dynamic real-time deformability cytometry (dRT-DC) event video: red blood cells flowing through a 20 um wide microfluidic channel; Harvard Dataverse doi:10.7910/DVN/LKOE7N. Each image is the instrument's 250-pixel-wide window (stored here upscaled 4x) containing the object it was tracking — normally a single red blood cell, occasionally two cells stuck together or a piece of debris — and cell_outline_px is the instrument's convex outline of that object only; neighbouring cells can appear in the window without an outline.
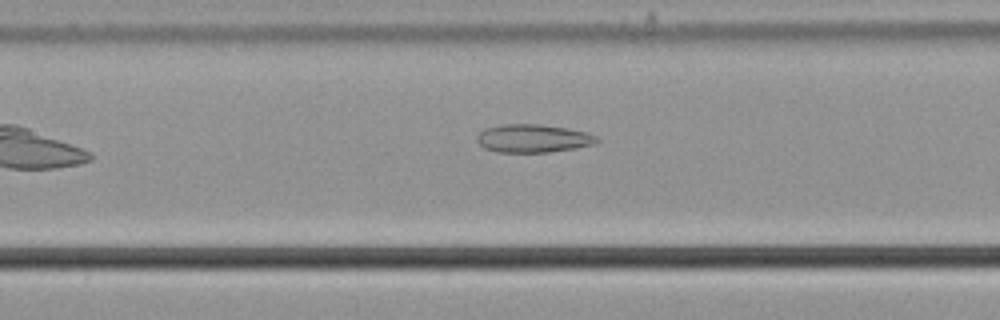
{"species": "common noctule bat (a hibernating species)", "species_latin": "Nyctalus noctula", "temperature_condition": "cold", "stored_images_in_passage": 38, "camera_frame_rate_fps": 3000, "um_per_image_px": 0.085, "animal": {"sex": "male", "body_mass_g": 21.5, "forearm_length_mm": 52.0}, "frame": {"image": 1, "passage_image": 9, "time_ms": 2.667, "image_size_px": [1000, 320], "cell_outline_px": [[600, 140], [596, 144], [576, 148], [548, 152], [496, 152], [484, 148], [476, 140], [476, 136], [484, 128], [504, 124], [540, 124], [568, 128], [588, 132], [596, 136]], "centroid_in_image_um": [45.33, 11.76], "position_along_channel_um": 162.1, "area_um2": 19.88}}
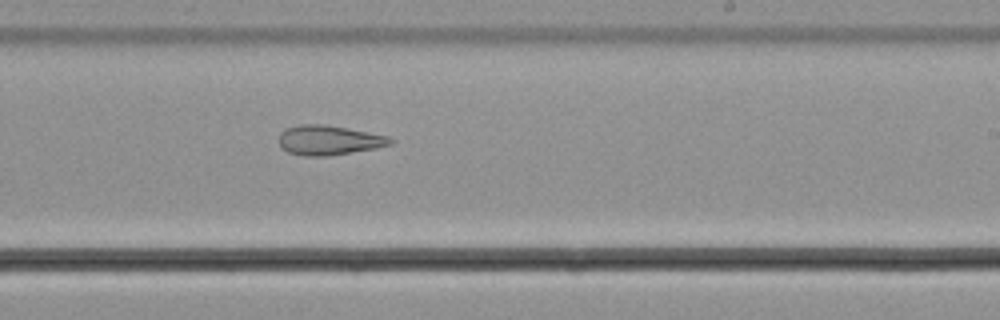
{"frame": {"image": 2, "passage_image": 17, "time_ms": 5.333, "image_size_px": [1000, 320], "cell_outline_px": [[392, 144], [376, 148], [328, 156], [304, 156], [288, 152], [280, 148], [280, 132], [284, 128], [300, 124], [324, 124], [368, 132], [388, 136], [392, 140]], "centroid_in_image_um": [27.91, 11.91], "position_along_channel_um": 261.1, "area_um2": 19.25}}
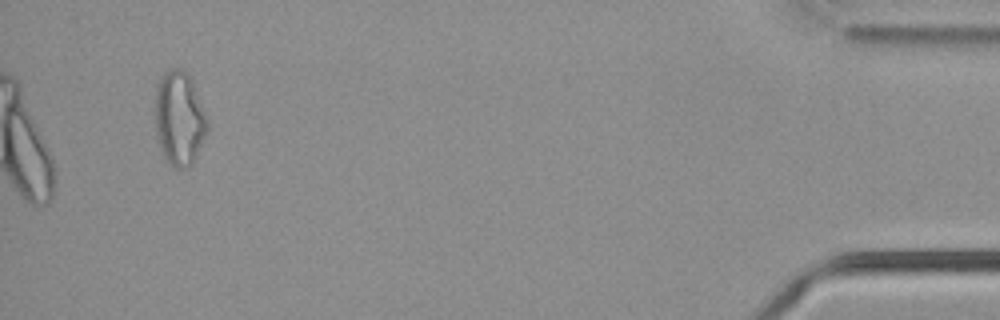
{"frame": {"image": 3, "passage_image": 36, "time_ms": 11.667, "image_size_px": [1000, 320], "cell_outline_px": [[208, 132], [192, 160], [184, 168], [176, 168], [164, 156], [160, 148], [156, 136], [152, 108], [156, 84], [160, 76], [168, 68], [180, 68], [188, 72], [192, 80], [208, 120]], "centroid_in_image_um": [15.18, 9.96], "position_along_channel_um": 420.0, "area_um2": 29.19}, "authors_computed_cell_mechanics": {"area_um2": 20.5768, "velocity_mm_per_s": 3.7203, "shape_relaxation_time_tau1_ms": null, "shape_relaxation_time_tau2_ms": 4.477, "deformation_change_tau1": null, "deformation_change_tau2": 0.141}}